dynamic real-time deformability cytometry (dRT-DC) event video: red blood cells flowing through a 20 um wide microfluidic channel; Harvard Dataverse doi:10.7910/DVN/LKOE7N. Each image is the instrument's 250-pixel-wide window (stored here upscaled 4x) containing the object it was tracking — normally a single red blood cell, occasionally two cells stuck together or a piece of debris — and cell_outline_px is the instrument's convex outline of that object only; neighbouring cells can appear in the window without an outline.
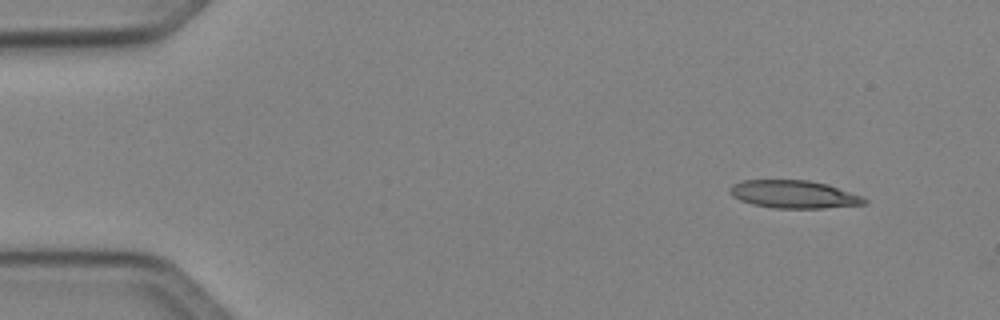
{"species": "Egyptian fruit bat (a non-hibernating species)", "species_latin": "Rousettus aegyptiacus", "temperature_condition": "cold", "stored_images_in_passage": 5, "camera_frame_rate_fps": 3000, "um_per_image_px": 0.085, "animal": {"sex": "female"}, "frame": {"image": 1, "passage_image": 5, "time_ms": 5.333, "image_size_px": [1000, 320], "cell_outline_px": [[868, 204], [824, 208], [772, 208], [752, 204], [740, 200], [732, 196], [728, 192], [728, 188], [732, 184], [744, 180], [808, 180], [828, 184], [864, 196], [868, 200]], "centroid_in_image_um": [67.5, 16.52], "position_along_channel_um": 17.5, "area_um2": 22.14}}